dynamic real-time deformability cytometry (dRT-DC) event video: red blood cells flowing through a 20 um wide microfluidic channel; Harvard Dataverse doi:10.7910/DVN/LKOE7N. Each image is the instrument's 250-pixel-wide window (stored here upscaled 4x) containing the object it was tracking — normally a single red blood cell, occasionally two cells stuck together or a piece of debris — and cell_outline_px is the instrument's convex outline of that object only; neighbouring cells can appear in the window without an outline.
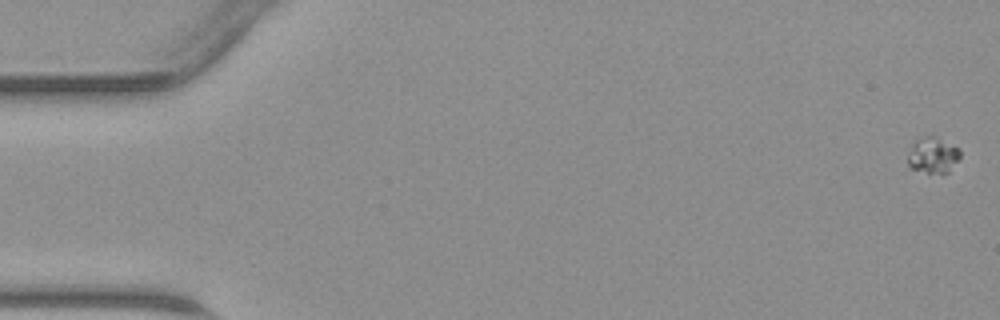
{"species": "common noctule bat (a hibernating species)", "species_latin": "Nyctalus noctula", "temperature_condition": "warm", "stored_images_in_passage": 47, "camera_frame_rate_fps": 3000, "um_per_image_px": 0.085, "animal": {"sex": "male", "body_mass_g": 23.1, "forearm_length_mm": 52.7}, "frame": {"image": 1, "passage_image": 1, "time_ms": 0.0, "image_size_px": [1000, 320], "cell_outline_px": [[960, 156], [948, 172], [928, 172], [912, 168], [908, 164], [908, 156], [912, 144], [916, 140], [928, 136], [960, 148]], "centroid_in_image_um": [79.28, 13.21], "position_along_channel_um": 5.7, "area_um2": 10.29}}
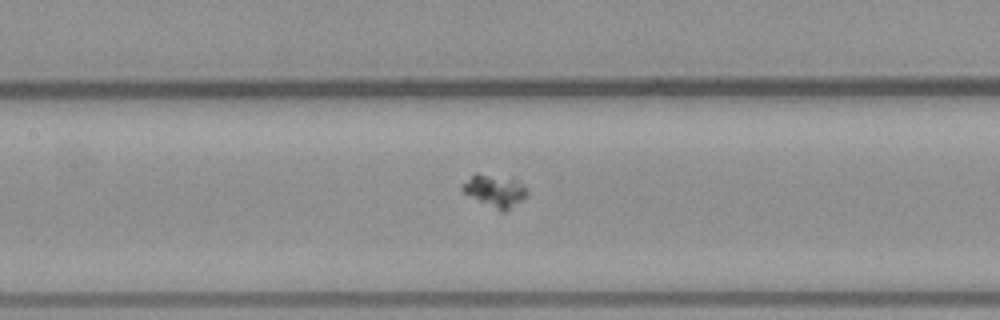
{"frame": {"image": 2, "passage_image": 22, "time_ms": 7.0, "image_size_px": [1000, 320], "cell_outline_px": [[528, 192], [520, 200], [504, 212], [500, 212], [464, 192], [460, 188], [460, 184], [472, 176], [484, 176], [512, 180], [524, 188]], "centroid_in_image_um": [42.0, 16.28], "position_along_channel_um": 165.4, "area_um2": 10.98}}
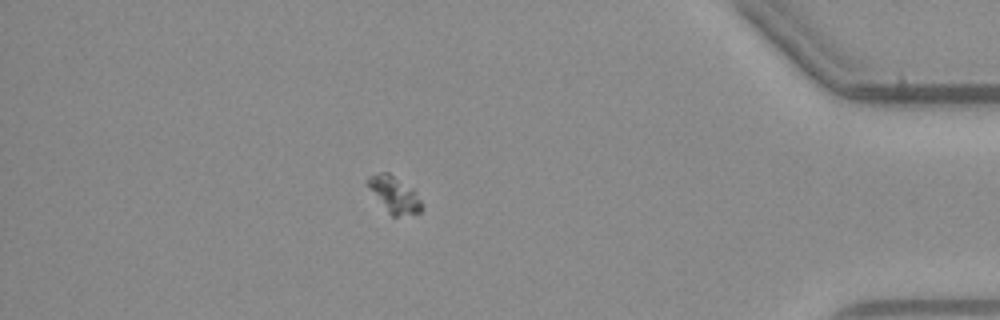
{"frame": {"image": 3, "passage_image": 41, "time_ms": 13.333, "image_size_px": [1000, 320], "cell_outline_px": [[424, 208], [420, 212], [396, 216], [392, 216], [388, 212], [364, 184], [364, 180], [380, 172], [388, 172], [412, 188], [416, 192]], "centroid_in_image_um": [33.49, 16.52], "position_along_channel_um": 401.7, "area_um2": 11.39}}